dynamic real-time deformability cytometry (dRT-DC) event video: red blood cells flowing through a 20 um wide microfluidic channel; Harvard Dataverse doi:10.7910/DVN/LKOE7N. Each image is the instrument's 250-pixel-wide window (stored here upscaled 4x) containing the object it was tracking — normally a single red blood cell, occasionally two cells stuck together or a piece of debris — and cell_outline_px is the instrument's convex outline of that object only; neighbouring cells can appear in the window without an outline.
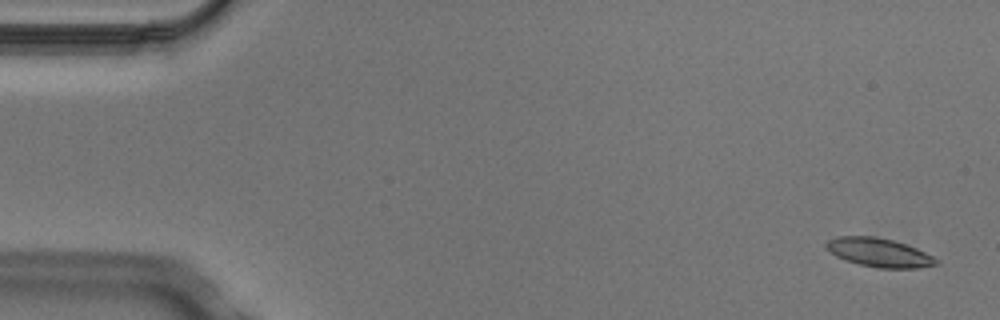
{"species": "Egyptian fruit bat (a non-hibernating species)", "species_latin": "Rousettus aegyptiacus", "temperature_condition": "cold", "stored_images_in_passage": 5, "camera_frame_rate_fps": 3000, "um_per_image_px": 0.085, "animal": {"sex": "male"}, "frame": {"image": 1, "passage_image": 1, "time_ms": 0.0, "image_size_px": [1000, 320], "cell_outline_px": [[940, 264], [920, 268], [880, 268], [860, 264], [844, 260], [836, 256], [824, 244], [828, 240], [836, 236], [876, 236], [892, 240], [916, 248], [940, 260]], "centroid_in_image_um": [74.74, 21.47], "position_along_channel_um": 10.3, "area_um2": 18.38}}
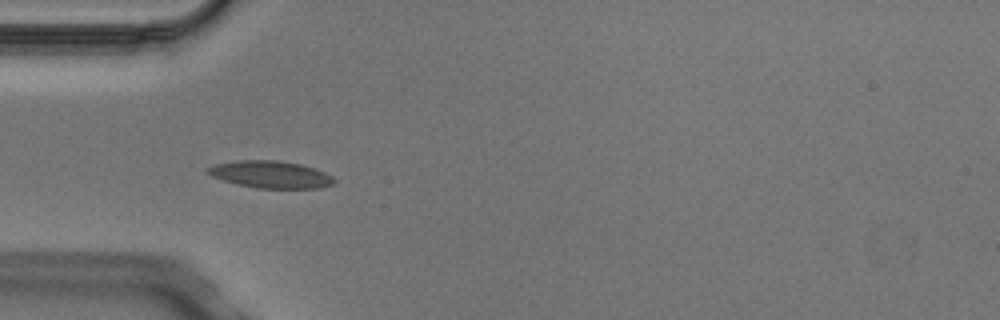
{"frame": {"image": 2, "passage_image": 5, "time_ms": 1.333, "image_size_px": [1000, 320], "cell_outline_px": [[336, 180], [332, 184], [320, 188], [256, 188], [224, 180], [212, 176], [204, 172], [212, 164], [236, 160], [276, 160], [300, 164], [324, 172], [332, 176]], "centroid_in_image_um": [22.97, 14.82], "position_along_channel_um": 62.0, "area_um2": 19.88}}